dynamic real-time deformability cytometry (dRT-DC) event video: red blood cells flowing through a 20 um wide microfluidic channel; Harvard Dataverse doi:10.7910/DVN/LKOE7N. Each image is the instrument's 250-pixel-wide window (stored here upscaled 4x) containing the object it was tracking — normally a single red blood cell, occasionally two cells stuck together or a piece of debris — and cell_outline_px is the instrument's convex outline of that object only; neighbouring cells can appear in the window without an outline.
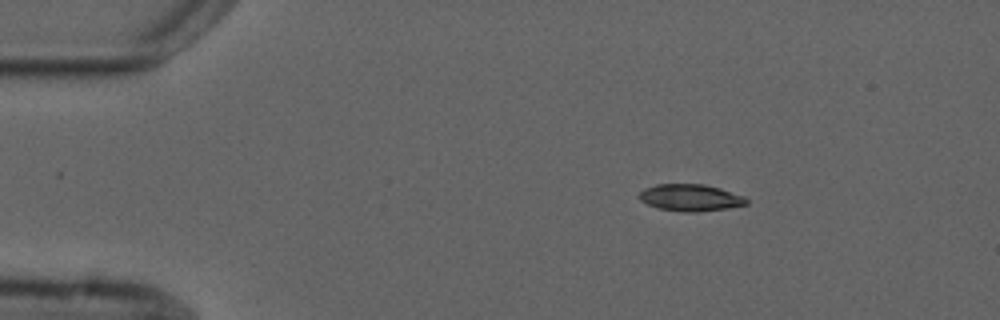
{"species": "common noctule bat (a hibernating species)", "species_latin": "Nyctalus noctula", "temperature_condition": "cold", "stored_images_in_passage": 3, "camera_frame_rate_fps": 3000, "um_per_image_px": 0.085, "animal": {"sex": "male", "forearm_length_mm": 52.5}, "frame": {"image": 1, "passage_image": 1, "time_ms": 0.0, "image_size_px": [1000, 320], "cell_outline_px": [[748, 204], [728, 208], [696, 212], [680, 212], [660, 208], [648, 204], [640, 200], [636, 196], [644, 188], [656, 184], [704, 184], [720, 188], [744, 196], [748, 200]], "centroid_in_image_um": [58.68, 16.8], "position_along_channel_um": 26.3, "area_um2": 16.88}}